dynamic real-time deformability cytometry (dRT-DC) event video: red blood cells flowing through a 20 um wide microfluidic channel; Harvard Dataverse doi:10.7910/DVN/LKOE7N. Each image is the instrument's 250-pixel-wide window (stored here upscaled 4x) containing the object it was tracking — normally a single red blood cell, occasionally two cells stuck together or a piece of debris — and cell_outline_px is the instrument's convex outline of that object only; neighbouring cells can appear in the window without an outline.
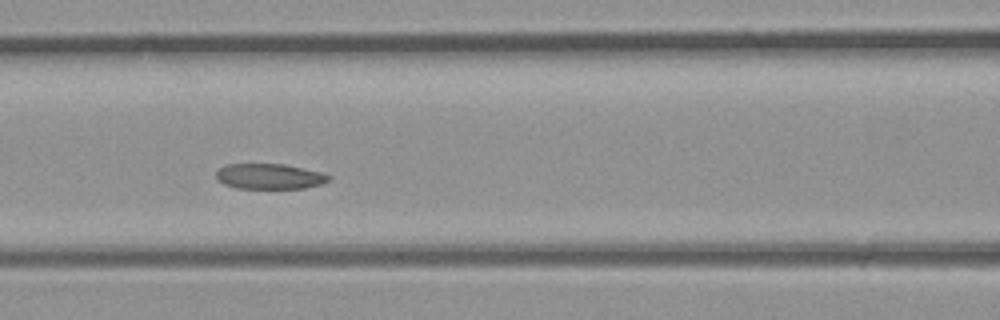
{"species": "common noctule bat (a hibernating species)", "species_latin": "Nyctalus noctula", "temperature_condition": "room temperature", "stored_images_in_passage": 21, "camera_frame_rate_fps": 3000, "um_per_image_px": 0.085, "animal": {"sex": "male", "body_mass_g": 23.1, "forearm_length_mm": 52.7}, "frame": {"image": 1, "passage_image": 6, "time_ms": 1.667, "image_size_px": [1000, 320], "cell_outline_px": [[332, 176], [328, 180], [320, 184], [304, 188], [236, 188], [224, 184], [216, 180], [216, 172], [224, 164], [284, 164], [320, 172]], "centroid_in_image_um": [22.86, 14.99], "position_along_channel_um": 143.7, "area_um2": 16.59}}
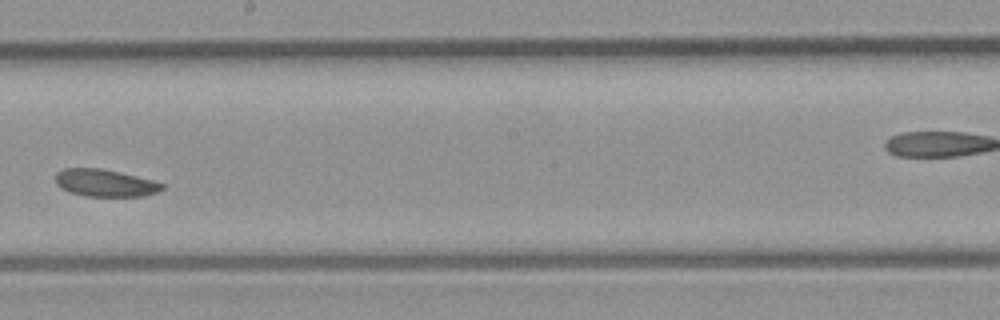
{"frame": {"image": 2, "passage_image": 11, "time_ms": 3.333, "image_size_px": [1000, 320], "cell_outline_px": [[164, 188], [160, 192], [140, 196], [84, 196], [68, 192], [60, 188], [56, 184], [56, 172], [64, 168], [104, 168], [152, 180], [164, 184]], "centroid_in_image_um": [8.91, 15.55], "position_along_channel_um": 239.3, "area_um2": 17.11}}
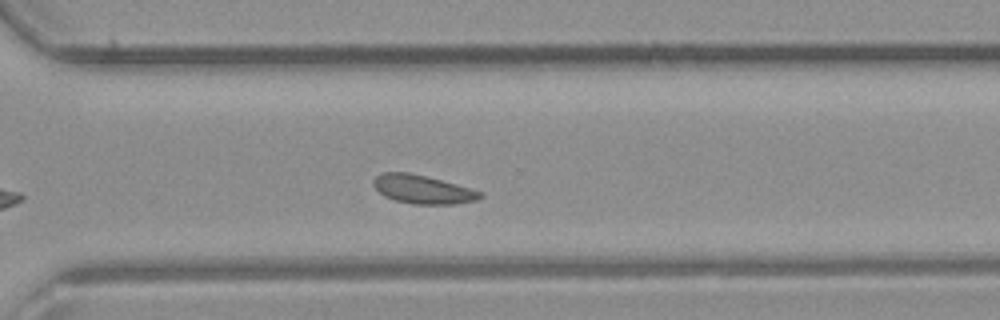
{"frame": {"image": 3, "passage_image": 16, "time_ms": 5.0, "image_size_px": [1000, 320], "cell_outline_px": [[484, 196], [480, 200], [456, 204], [412, 204], [396, 200], [384, 196], [372, 184], [372, 180], [376, 176], [384, 172], [408, 172], [456, 184], [484, 192]], "centroid_in_image_um": [35.97, 16.11], "position_along_channel_um": 334.6, "area_um2": 17.8}}